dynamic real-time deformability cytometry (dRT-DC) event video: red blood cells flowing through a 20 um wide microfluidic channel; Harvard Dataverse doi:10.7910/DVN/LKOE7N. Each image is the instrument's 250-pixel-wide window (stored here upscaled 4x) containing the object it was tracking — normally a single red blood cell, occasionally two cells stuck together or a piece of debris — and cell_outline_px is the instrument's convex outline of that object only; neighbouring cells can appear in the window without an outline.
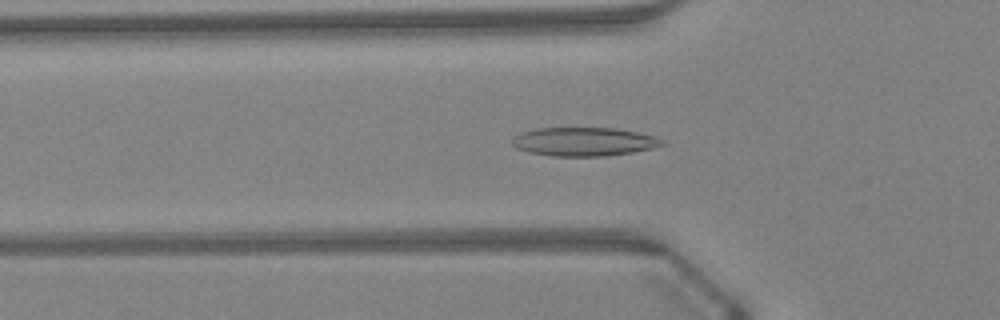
{"species": "Egyptian fruit bat (a non-hibernating species)", "species_latin": "Rousettus aegyptiacus", "temperature_condition": "warm", "stored_images_in_passage": 34, "camera_frame_rate_fps": 3000, "um_per_image_px": 0.085, "animal": {"sex": "female"}, "frame": {"image": 1, "passage_image": 6, "time_ms": 1.667, "image_size_px": [1000, 320], "cell_outline_px": [[668, 144], [652, 148], [632, 152], [604, 156], [552, 156], [528, 152], [516, 148], [512, 144], [512, 136], [520, 132], [536, 128], [616, 128], [636, 132], [652, 136], [664, 140]], "centroid_in_image_um": [49.6, 12.04], "position_along_channel_um": 76.2, "area_um2": 25.14}}
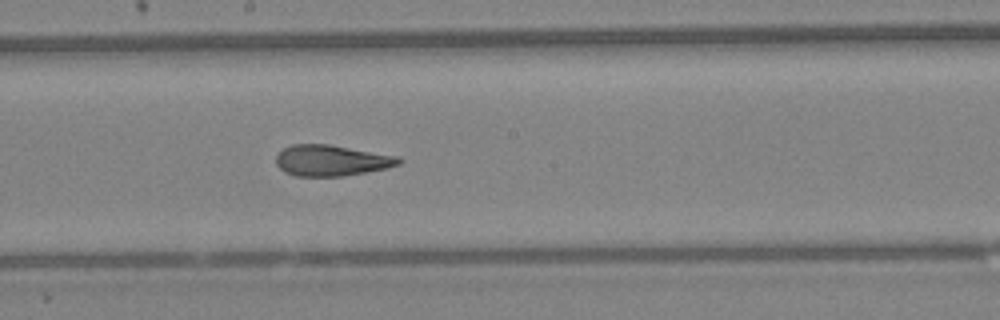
{"frame": {"image": 2, "passage_image": 16, "time_ms": 5.0, "image_size_px": [1000, 320], "cell_outline_px": [[404, 160], [400, 164], [388, 168], [340, 176], [296, 176], [284, 172], [276, 164], [276, 156], [284, 148], [292, 144], [328, 144], [400, 156]], "centroid_in_image_um": [28.2, 13.63], "position_along_channel_um": 220.0, "area_um2": 22.2}}
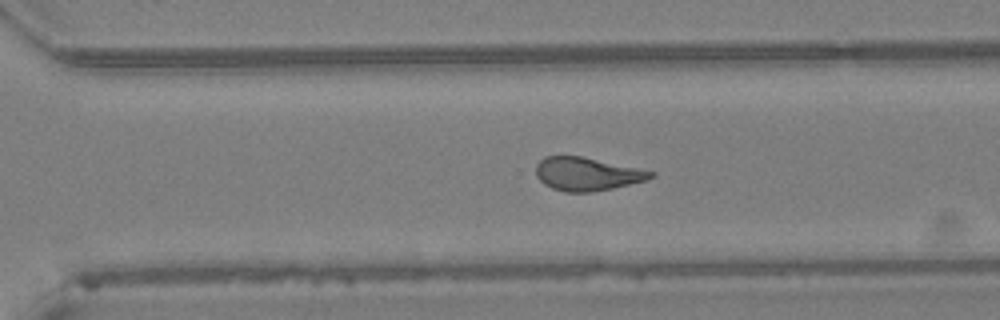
{"frame": {"image": 3, "passage_image": 23, "time_ms": 7.333, "image_size_px": [1000, 320], "cell_outline_px": [[656, 176], [648, 180], [612, 188], [592, 192], [564, 192], [552, 188], [544, 184], [536, 176], [536, 164], [544, 156], [580, 156], [656, 172]], "centroid_in_image_um": [49.89, 14.79], "position_along_channel_um": 320.7, "area_um2": 22.2}, "authors_computed_cell_mechanics": {"area_um2": 23.2645, "velocity_mm_per_s": 4.3233, "shape_relaxation_time_tau1_ms": 8.7664, "shape_relaxation_time_tau2_ms": 1.8616, "deformation_change_tau1": 0.2334, "deformation_change_tau2": 0.1026}}